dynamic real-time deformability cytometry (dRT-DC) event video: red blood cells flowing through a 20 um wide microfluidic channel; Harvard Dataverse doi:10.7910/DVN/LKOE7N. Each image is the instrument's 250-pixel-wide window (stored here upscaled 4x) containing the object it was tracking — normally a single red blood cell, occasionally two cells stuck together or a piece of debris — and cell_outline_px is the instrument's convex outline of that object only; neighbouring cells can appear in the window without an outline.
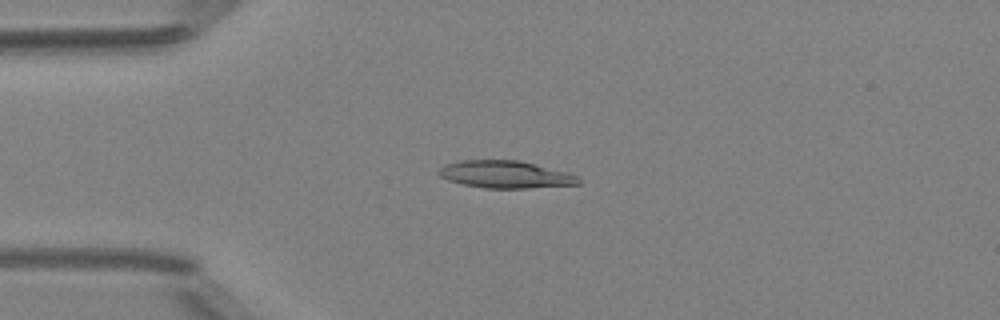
{"species": "Egyptian fruit bat (a non-hibernating species)", "species_latin": "Rousettus aegyptiacus", "temperature_condition": "room temperature", "stored_images_in_passage": 4, "camera_frame_rate_fps": 3000, "um_per_image_px": 0.085, "animal": {"sex": "female"}, "frame": {"image": 1, "passage_image": 3, "time_ms": 2.333, "image_size_px": [1000, 320], "cell_outline_px": [[580, 184], [528, 188], [484, 188], [464, 184], [448, 180], [440, 176], [436, 172], [444, 164], [460, 160], [520, 160], [568, 172], [576, 176], [580, 180]], "centroid_in_image_um": [42.94, 14.82], "position_along_channel_um": 42.1, "area_um2": 22.31}}
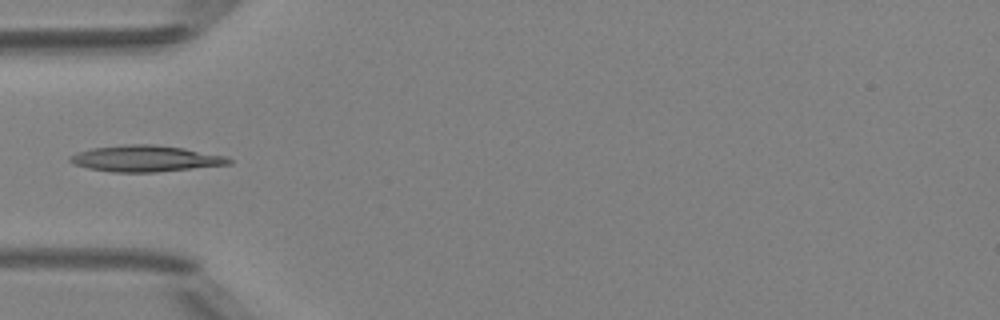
{"frame": {"image": 2, "passage_image": 4, "time_ms": 3.667, "image_size_px": [1000, 320], "cell_outline_px": [[232, 164], [156, 172], [112, 172], [88, 168], [72, 164], [68, 160], [68, 156], [76, 152], [92, 148], [128, 144], [156, 144], [184, 148], [228, 156], [232, 160]], "centroid_in_image_um": [12.36, 13.47], "position_along_channel_um": 72.6, "area_um2": 24.51}}